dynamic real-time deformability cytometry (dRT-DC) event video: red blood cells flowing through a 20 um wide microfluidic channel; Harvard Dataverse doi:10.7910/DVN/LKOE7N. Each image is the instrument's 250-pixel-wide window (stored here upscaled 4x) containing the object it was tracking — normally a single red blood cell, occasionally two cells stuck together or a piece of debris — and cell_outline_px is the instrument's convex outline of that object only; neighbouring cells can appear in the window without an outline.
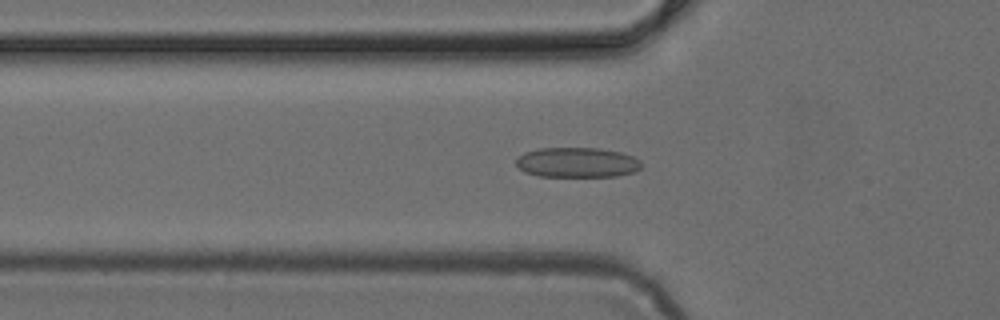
{"species": "common noctule bat (a hibernating species)", "species_latin": "Nyctalus noctula", "temperature_condition": "cold", "stored_images_in_passage": 35, "camera_frame_rate_fps": 3000, "um_per_image_px": 0.085, "animal": {"sex": "female", "body_mass_g": 24.6, "forearm_length_mm": 56.2}, "frame": {"image": 1, "passage_image": 10, "time_ms": 3.0, "image_size_px": [1000, 320], "cell_outline_px": [[640, 168], [636, 172], [616, 176], [540, 176], [524, 172], [516, 164], [516, 156], [524, 152], [540, 148], [600, 148], [620, 152], [632, 156], [640, 160]], "centroid_in_image_um": [49.03, 13.8], "position_along_channel_um": 76.8, "area_um2": 21.96}}
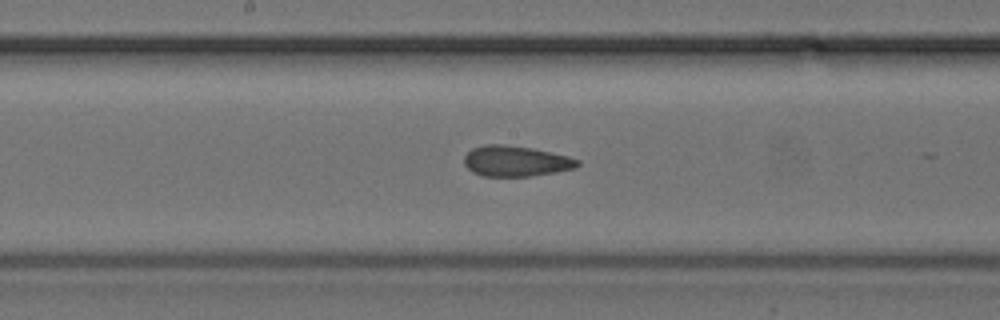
{"frame": {"image": 2, "passage_image": 19, "time_ms": 6.0, "image_size_px": [1000, 320], "cell_outline_px": [[580, 164], [576, 168], [556, 172], [528, 176], [484, 176], [472, 172], [464, 164], [464, 156], [472, 148], [484, 144], [504, 144], [532, 148], [568, 156], [580, 160]], "centroid_in_image_um": [43.84, 13.69], "position_along_channel_um": 204.4, "area_um2": 20.29}}
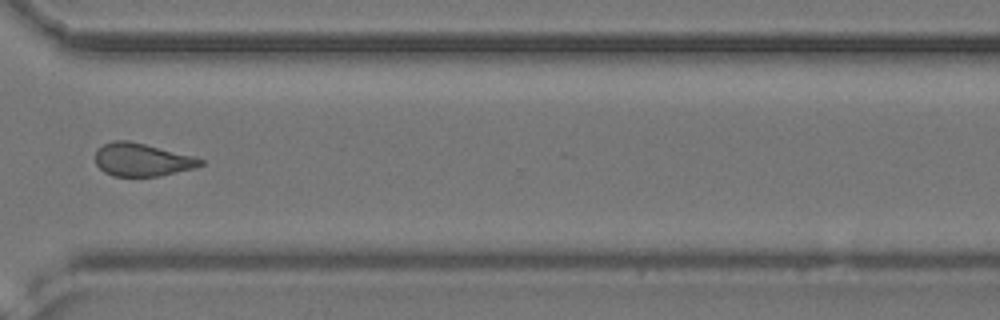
{"frame": {"image": 3, "passage_image": 30, "time_ms": 9.667, "image_size_px": [1000, 320], "cell_outline_px": [[204, 164], [192, 168], [160, 176], [112, 176], [104, 172], [96, 164], [96, 152], [104, 144], [112, 140], [128, 140], [192, 156], [204, 160]], "centroid_in_image_um": [12.04, 13.58], "position_along_channel_um": 358.6, "area_um2": 19.88}}